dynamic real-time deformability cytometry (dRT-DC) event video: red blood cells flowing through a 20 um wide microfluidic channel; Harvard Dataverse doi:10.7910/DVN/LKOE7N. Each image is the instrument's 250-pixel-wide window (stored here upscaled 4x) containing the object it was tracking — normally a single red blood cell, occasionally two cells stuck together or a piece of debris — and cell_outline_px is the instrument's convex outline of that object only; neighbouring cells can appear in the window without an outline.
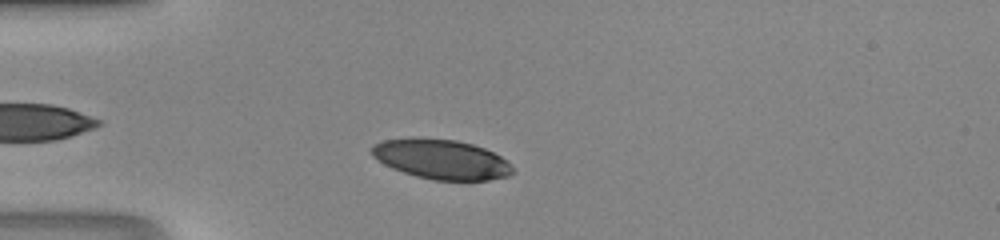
{"species": "human", "species_latin": "Homo sapiens", "temperature_condition": "room temperature", "stored_images_in_passage": 41, "camera_frame_rate_fps": 3000, "um_per_image_px": 0.085, "donor": {"sex": "male"}, "frame": {"image": 1, "passage_image": 7, "time_ms": 2.0, "image_size_px": [1000, 240], "cell_outline_px": [[516, 172], [508, 176], [488, 180], [432, 180], [416, 176], [392, 168], [384, 164], [372, 156], [372, 144], [384, 140], [412, 136], [456, 140], [472, 144], [484, 148], [500, 156]], "centroid_in_image_um": [37.47, 13.52], "position_along_channel_um": 47.5, "area_um2": 32.77}}
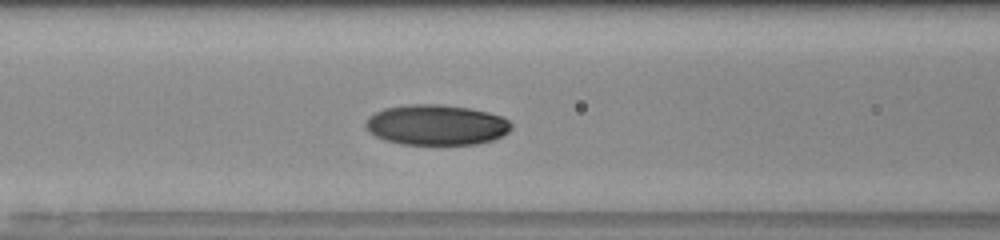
{"frame": {"image": 2, "passage_image": 14, "time_ms": 4.333, "image_size_px": [1000, 240], "cell_outline_px": [[512, 128], [508, 132], [492, 140], [476, 144], [400, 144], [384, 140], [368, 132], [364, 124], [368, 116], [384, 108], [408, 104], [440, 104], [468, 108], [488, 112], [504, 116], [512, 124]], "centroid_in_image_um": [37.07, 10.61], "position_along_channel_um": 129.5, "area_um2": 34.51}}
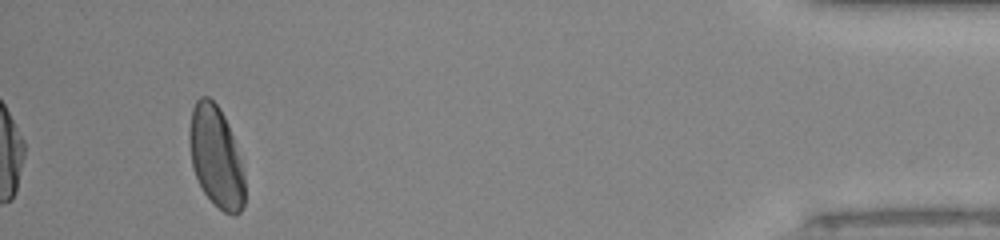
{"frame": {"image": 3, "passage_image": 38, "time_ms": 12.333, "image_size_px": [1000, 240], "cell_outline_px": [[244, 204], [240, 212], [236, 216], [232, 216], [224, 212], [204, 192], [192, 168], [188, 140], [188, 132], [192, 108], [196, 100], [200, 96], [208, 96], [220, 108], [228, 124], [240, 160], [244, 176]], "centroid_in_image_um": [18.34, 13.31], "position_along_channel_um": 416.9, "area_um2": 32.48}}